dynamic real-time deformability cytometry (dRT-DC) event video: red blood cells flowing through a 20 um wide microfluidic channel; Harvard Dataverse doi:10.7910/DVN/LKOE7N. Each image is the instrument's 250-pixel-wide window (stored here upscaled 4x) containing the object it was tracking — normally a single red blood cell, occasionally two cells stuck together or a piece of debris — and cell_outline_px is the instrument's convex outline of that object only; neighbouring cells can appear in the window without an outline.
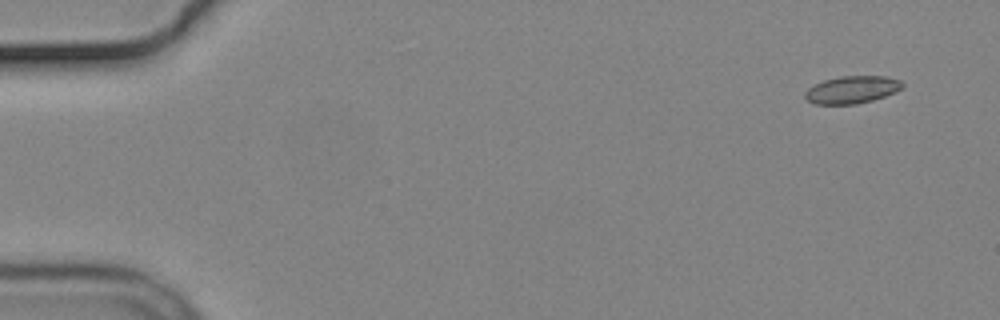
{"species": "common noctule bat (a hibernating species)", "species_latin": "Nyctalus noctula", "temperature_condition": "cold", "stored_images_in_passage": 15, "camera_frame_rate_fps": 3000, "um_per_image_px": 0.085, "animal": {"sex": "male", "body_mass_g": 19.2, "forearm_length_mm": 51.8}, "frame": {"image": 1, "passage_image": 1, "time_ms": 0.0, "image_size_px": [1000, 320], "cell_outline_px": [[904, 88], [896, 92], [872, 100], [856, 104], [816, 104], [808, 100], [804, 96], [804, 92], [808, 88], [824, 80], [840, 76], [888, 76], [900, 80], [904, 84]], "centroid_in_image_um": [72.45, 7.61], "position_along_channel_um": 12.5, "area_um2": 15.61}}
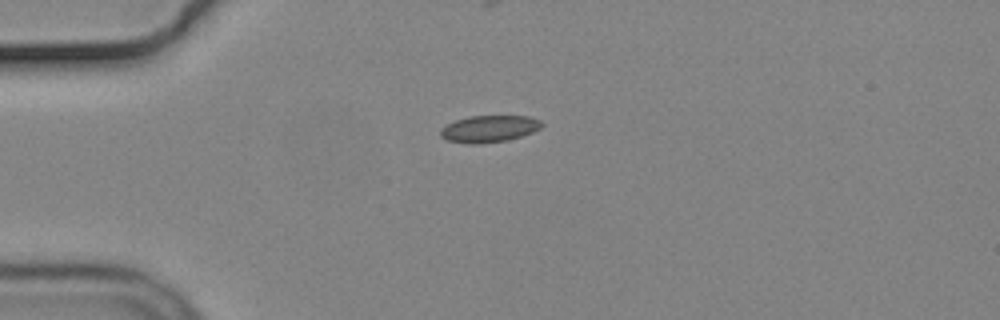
{"frame": {"image": 2, "passage_image": 12, "time_ms": 3.667, "image_size_px": [1000, 320], "cell_outline_px": [[544, 124], [540, 128], [532, 132], [508, 140], [476, 144], [472, 144], [448, 140], [440, 136], [440, 128], [456, 120], [468, 116], [528, 116], [540, 120]], "centroid_in_image_um": [41.57, 10.94], "position_along_channel_um": 43.4, "area_um2": 15.72}}